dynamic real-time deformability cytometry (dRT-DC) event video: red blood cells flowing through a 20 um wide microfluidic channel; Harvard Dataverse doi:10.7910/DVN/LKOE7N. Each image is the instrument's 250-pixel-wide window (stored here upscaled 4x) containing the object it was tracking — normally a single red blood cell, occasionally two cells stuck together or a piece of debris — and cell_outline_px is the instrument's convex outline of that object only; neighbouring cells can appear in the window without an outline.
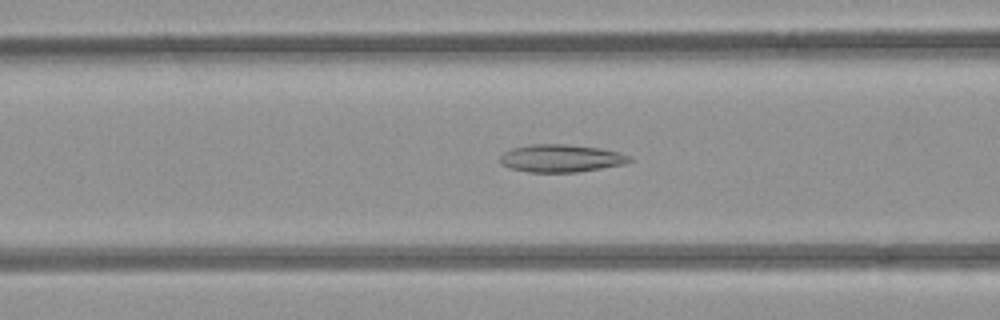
{"species": "common noctule bat (a hibernating species)", "species_latin": "Nyctalus noctula", "temperature_condition": "room temperature", "stored_images_in_passage": 49, "camera_frame_rate_fps": 3000, "um_per_image_px": 0.085, "animal": {"sex": "female", "body_mass_g": 21.9}, "frame": {"image": 1, "passage_image": 20, "time_ms": 6.333, "image_size_px": [1000, 320], "cell_outline_px": [[632, 160], [624, 164], [576, 172], [528, 172], [512, 168], [500, 164], [500, 156], [504, 152], [512, 148], [532, 144], [564, 144], [600, 148], [632, 156]], "centroid_in_image_um": [47.67, 13.45], "position_along_channel_um": 118.9, "area_um2": 20.69}}
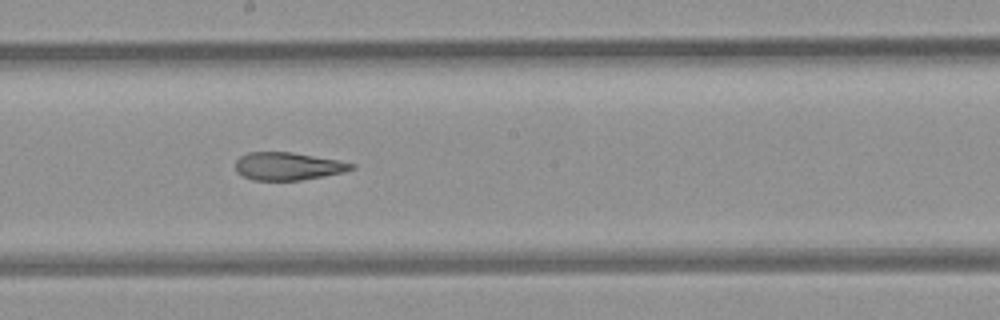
{"frame": {"image": 2, "passage_image": 28, "time_ms": 9.0, "image_size_px": [1000, 320], "cell_outline_px": [[356, 168], [344, 172], [300, 180], [252, 180], [236, 172], [236, 160], [240, 156], [248, 152], [292, 152], [340, 160], [356, 164]], "centroid_in_image_um": [24.49, 14.12], "position_along_channel_um": 223.7, "area_um2": 18.84}}
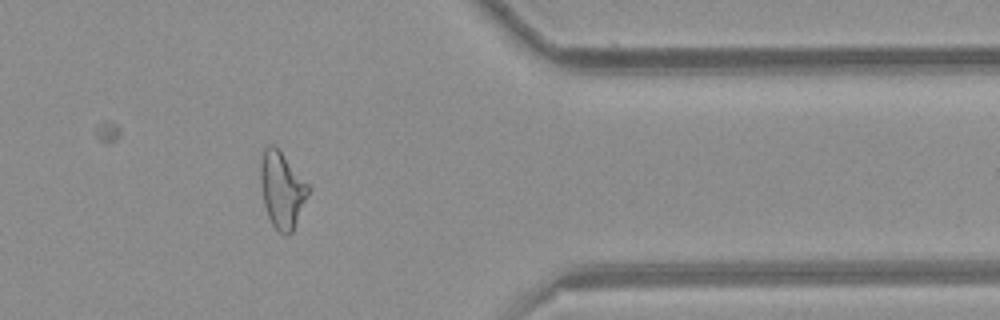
{"frame": {"image": 3, "passage_image": 42, "time_ms": 13.667, "image_size_px": [1000, 320], "cell_outline_px": [[312, 188], [292, 232], [284, 236], [272, 224], [268, 216], [264, 204], [260, 180], [260, 164], [264, 148], [268, 144], [276, 144]], "centroid_in_image_um": [23.98, 16.09], "position_along_channel_um": 387.4, "area_um2": 21.56}, "authors_computed_cell_mechanics": {"area_um2": 21.5016, "velocity_mm_per_s": 3.9222, "shape_relaxation_time_tau1_ms": null, "shape_relaxation_time_tau2_ms": 2.6925, "deformation_change_tau1": null, "deformation_change_tau2": 0.1157}}